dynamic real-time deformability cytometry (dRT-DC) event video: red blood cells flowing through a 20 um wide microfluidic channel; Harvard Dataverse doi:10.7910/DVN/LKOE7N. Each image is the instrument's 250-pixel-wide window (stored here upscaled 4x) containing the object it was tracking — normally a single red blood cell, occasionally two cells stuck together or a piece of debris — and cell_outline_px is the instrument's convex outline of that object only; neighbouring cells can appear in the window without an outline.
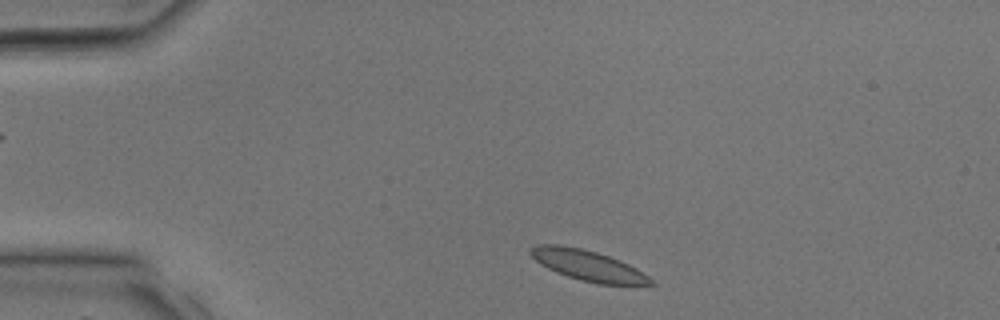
{"species": "common noctule bat (a hibernating species)", "species_latin": "Nyctalus noctula", "temperature_condition": "room temperature", "stored_images_in_passage": 29, "camera_frame_rate_fps": 3000, "um_per_image_px": 0.085, "animal": {"sex": "male", "body_mass_g": 17.9, "forearm_length_mm": 54.2}, "frame": {"image": 1, "passage_image": 3, "time_ms": 0.667, "image_size_px": [1000, 320], "cell_outline_px": [[656, 284], [596, 284], [580, 280], [556, 272], [540, 264], [528, 252], [528, 248], [536, 244], [556, 244], [580, 248], [596, 252], [620, 260], [636, 268], [648, 276]], "centroid_in_image_um": [49.92, 22.55], "position_along_channel_um": 35.1, "area_um2": 21.21}}
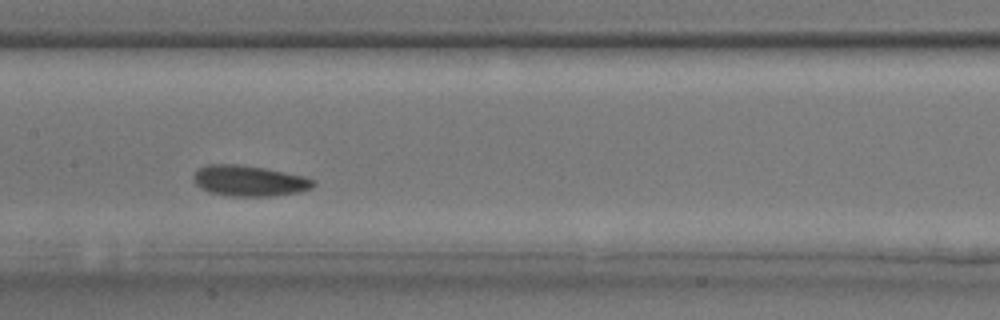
{"frame": {"image": 2, "passage_image": 13, "time_ms": 4.0, "image_size_px": [1000, 320], "cell_outline_px": [[316, 184], [312, 188], [300, 192], [272, 196], [232, 196], [208, 192], [200, 188], [192, 180], [192, 176], [200, 168], [208, 164], [236, 164], [264, 168], [304, 176], [316, 180]], "centroid_in_image_um": [21.19, 15.37], "position_along_channel_um": 186.2, "area_um2": 21.56}}
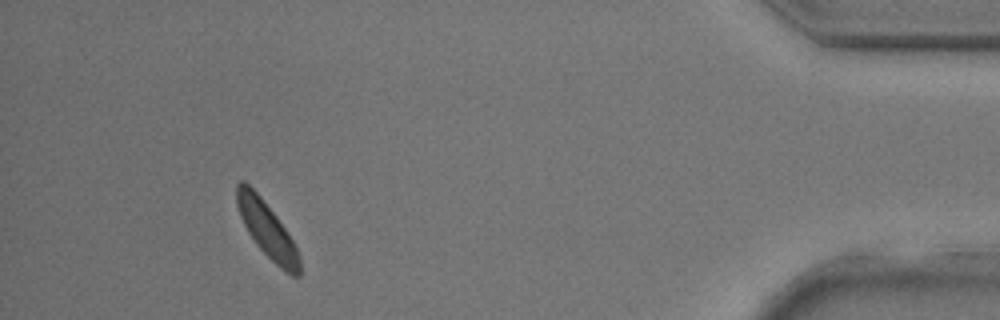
{"frame": {"image": 3, "passage_image": 27, "time_ms": 8.667, "image_size_px": [1000, 320], "cell_outline_px": [[300, 276], [292, 276], [280, 268], [256, 244], [248, 232], [240, 216], [236, 204], [236, 184], [240, 180], [244, 180], [260, 196], [276, 216], [288, 232], [300, 256]], "centroid_in_image_um": [22.69, 19.51], "position_along_channel_um": 412.5, "area_um2": 20.11}}